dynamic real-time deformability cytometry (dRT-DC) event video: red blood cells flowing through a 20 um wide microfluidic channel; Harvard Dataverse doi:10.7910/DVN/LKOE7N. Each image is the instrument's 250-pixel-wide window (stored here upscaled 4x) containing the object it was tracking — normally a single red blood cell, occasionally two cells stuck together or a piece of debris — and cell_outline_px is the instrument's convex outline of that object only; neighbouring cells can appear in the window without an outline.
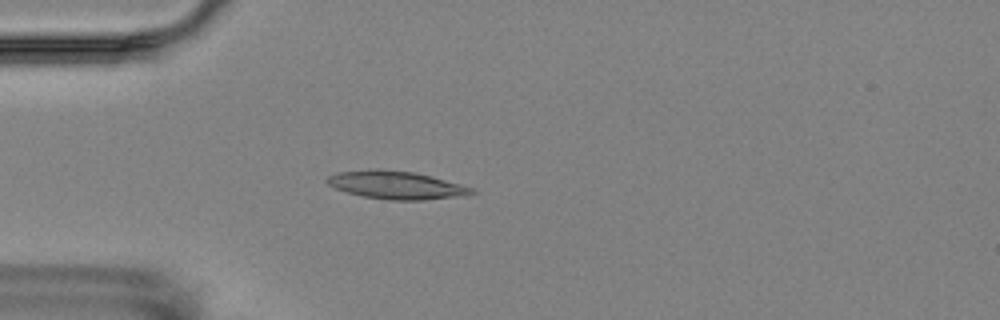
{"species": "Egyptian fruit bat (a non-hibernating species)", "species_latin": "Rousettus aegyptiacus", "temperature_condition": "room temperature", "stored_images_in_passage": 4, "camera_frame_rate_fps": 3000, "um_per_image_px": 0.085, "animal": {"sex": "female"}, "frame": {"image": 1, "passage_image": 3, "time_ms": 3.0, "image_size_px": [1000, 320], "cell_outline_px": [[476, 192], [468, 196], [424, 200], [392, 200], [364, 196], [348, 192], [336, 188], [328, 184], [324, 180], [328, 176], [336, 172], [368, 168], [380, 168], [416, 172], [432, 176], [476, 188]], "centroid_in_image_um": [33.73, 15.71], "position_along_channel_um": 51.3, "area_um2": 24.1}}